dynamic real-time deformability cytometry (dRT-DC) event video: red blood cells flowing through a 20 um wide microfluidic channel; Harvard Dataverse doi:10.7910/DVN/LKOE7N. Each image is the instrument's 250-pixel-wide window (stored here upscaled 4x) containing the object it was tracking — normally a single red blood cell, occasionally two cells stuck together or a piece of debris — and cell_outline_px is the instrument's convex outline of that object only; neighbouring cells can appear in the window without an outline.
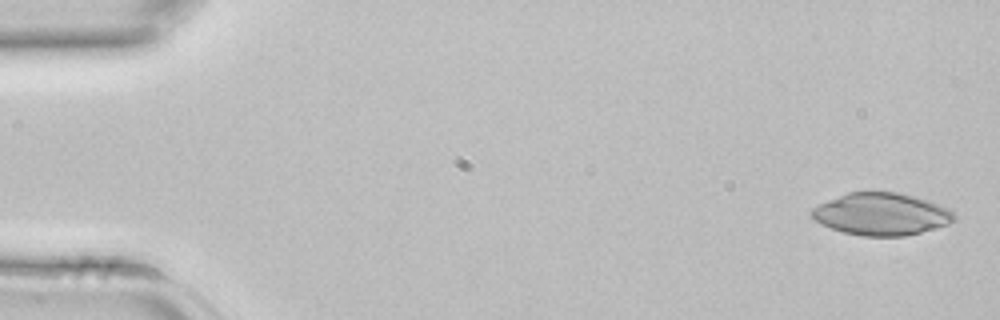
{"species": "common noctule bat (a hibernating species)", "species_latin": "Nyctalus noctula", "temperature_condition": "room temperature", "stored_images_in_passage": 42, "camera_frame_rate_fps": 3000, "um_per_image_px": 0.085, "animal": {"sex": "female", "body_mass_g": 22.7, "forearm_length_mm": 54.2}, "frame": {"image": 1, "passage_image": 1, "time_ms": 0.0, "image_size_px": [1000, 320], "cell_outline_px": [[956, 220], [948, 224], [936, 228], [904, 236], [860, 236], [844, 232], [820, 224], [812, 220], [808, 212], [812, 208], [820, 204], [848, 192], [900, 192], [916, 196], [928, 200], [948, 208], [956, 216]], "centroid_in_image_um": [74.9, 18.2], "position_along_channel_um": 10.1, "area_um2": 35.26}}
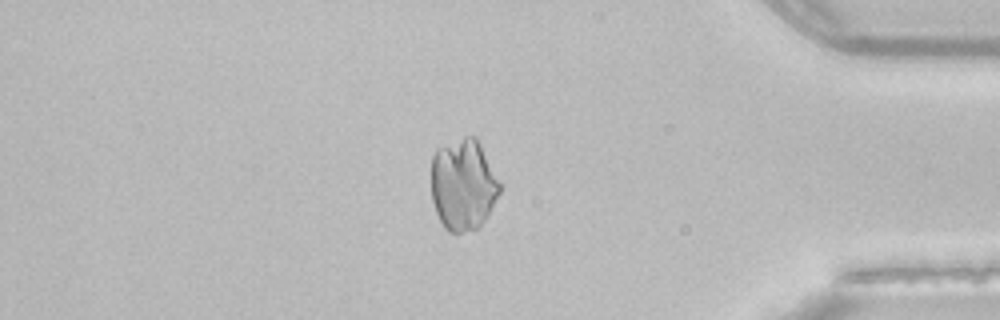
{"frame": {"image": 2, "passage_image": 36, "time_ms": 11.667, "image_size_px": [1000, 320], "cell_outline_px": [[500, 192], [488, 216], [476, 228], [460, 232], [448, 232], [444, 228], [436, 212], [432, 200], [432, 156], [436, 148], [464, 136], [476, 136], [500, 184]], "centroid_in_image_um": [39.35, 15.69], "position_along_channel_um": 395.8, "area_um2": 36.3}}